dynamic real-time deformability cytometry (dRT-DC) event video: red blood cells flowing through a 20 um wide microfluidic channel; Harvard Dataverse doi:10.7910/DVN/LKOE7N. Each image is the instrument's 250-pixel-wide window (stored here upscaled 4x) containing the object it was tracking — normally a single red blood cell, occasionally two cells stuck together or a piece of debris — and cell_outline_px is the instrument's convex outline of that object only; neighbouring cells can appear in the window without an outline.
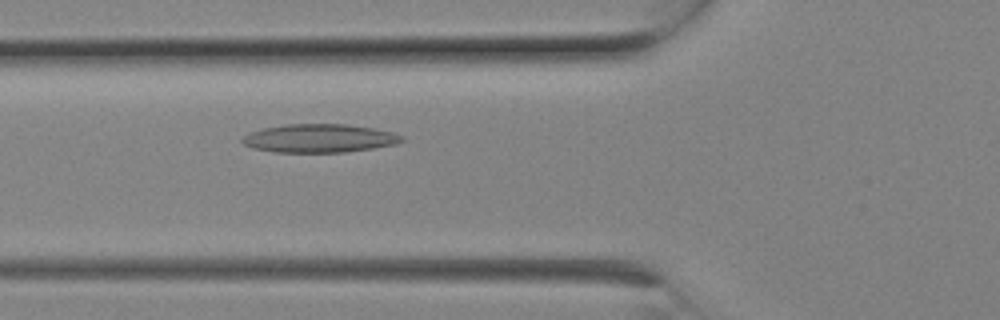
{"species": "Egyptian fruit bat (a non-hibernating species)", "species_latin": "Rousettus aegyptiacus", "temperature_condition": "room temperature", "stored_images_in_passage": 2, "camera_frame_rate_fps": 3000, "um_per_image_px": 0.085, "animal": {"sex": "female"}, "frame": {"image": 1, "passage_image": 2, "time_ms": 0.333, "image_size_px": [1000, 320], "cell_outline_px": [[404, 140], [396, 144], [372, 148], [344, 152], [272, 152], [252, 148], [244, 144], [240, 140], [244, 136], [252, 132], [264, 128], [284, 124], [348, 124], [372, 128], [392, 132], [404, 136]], "centroid_in_image_um": [27.14, 11.75], "position_along_channel_um": 98.7, "area_um2": 26.36}}